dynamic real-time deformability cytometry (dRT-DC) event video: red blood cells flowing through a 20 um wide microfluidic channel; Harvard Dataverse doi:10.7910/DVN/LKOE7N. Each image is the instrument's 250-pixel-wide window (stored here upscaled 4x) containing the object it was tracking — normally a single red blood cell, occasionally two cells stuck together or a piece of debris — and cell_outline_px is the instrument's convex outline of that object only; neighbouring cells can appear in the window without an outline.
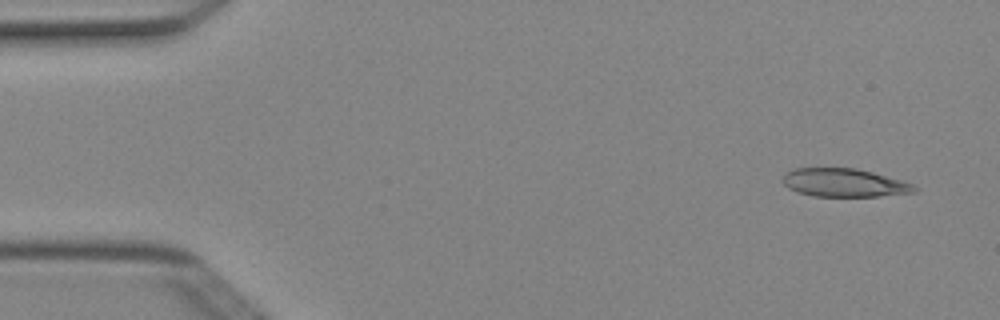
{"species": "Egyptian fruit bat (a non-hibernating species)", "species_latin": "Rousettus aegyptiacus", "temperature_condition": "cold", "stored_images_in_passage": 4, "camera_frame_rate_fps": 3000, "um_per_image_px": 0.085, "animal": {"sex": "female"}, "frame": {"image": 1, "passage_image": 1, "time_ms": 0.0, "image_size_px": [1000, 320], "cell_outline_px": [[920, 188], [916, 192], [880, 196], [812, 196], [796, 192], [788, 188], [780, 180], [792, 168], [856, 168], [872, 172], [900, 180], [912, 184]], "centroid_in_image_um": [71.74, 15.54], "position_along_channel_um": 13.3, "area_um2": 21.73}}
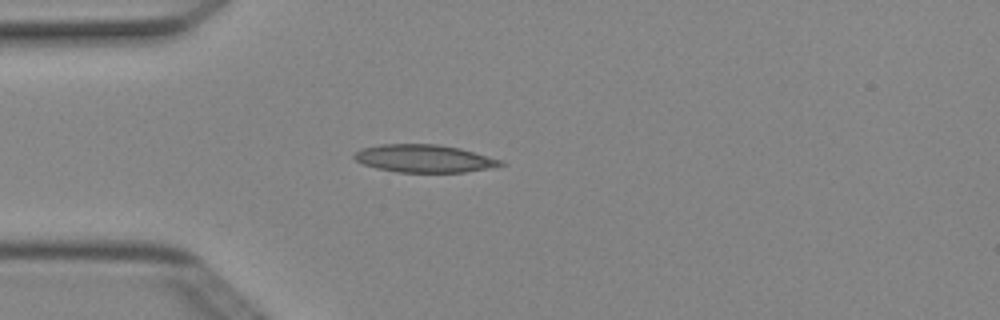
{"frame": {"image": 2, "passage_image": 4, "time_ms": 1.0, "image_size_px": [1000, 320], "cell_outline_px": [[508, 164], [496, 168], [464, 172], [396, 172], [376, 168], [364, 164], [356, 160], [352, 156], [360, 148], [380, 144], [436, 144], [460, 148], [504, 160]], "centroid_in_image_um": [36.12, 13.48], "position_along_channel_um": 48.9, "area_um2": 23.99}}